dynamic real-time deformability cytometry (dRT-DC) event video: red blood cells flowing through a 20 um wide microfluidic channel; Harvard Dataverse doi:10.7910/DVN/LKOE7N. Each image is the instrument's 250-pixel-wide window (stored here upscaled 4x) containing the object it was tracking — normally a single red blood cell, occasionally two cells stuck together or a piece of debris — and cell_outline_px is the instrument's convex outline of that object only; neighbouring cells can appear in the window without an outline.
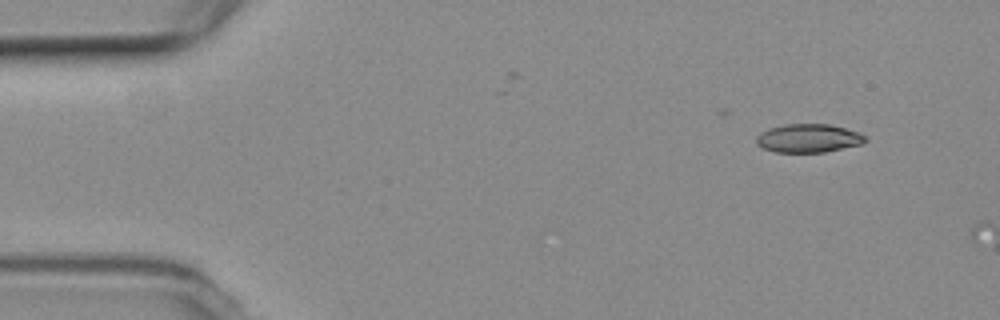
{"species": "common noctule bat (a hibernating species)", "species_latin": "Nyctalus noctula", "temperature_condition": "room temperature", "stored_images_in_passage": 2, "camera_frame_rate_fps": 3000, "um_per_image_px": 0.085, "animal": {"sex": "female", "body_mass_g": 19.3, "forearm_length_mm": 54.1}, "frame": {"image": 1, "passage_image": 2, "time_ms": 2.0, "image_size_px": [1000, 320], "cell_outline_px": [[868, 140], [860, 144], [824, 152], [776, 152], [764, 148], [756, 144], [756, 136], [760, 132], [784, 124], [828, 124], [860, 132], [868, 136]], "centroid_in_image_um": [68.74, 11.74], "position_along_channel_um": 16.3, "area_um2": 18.03}}